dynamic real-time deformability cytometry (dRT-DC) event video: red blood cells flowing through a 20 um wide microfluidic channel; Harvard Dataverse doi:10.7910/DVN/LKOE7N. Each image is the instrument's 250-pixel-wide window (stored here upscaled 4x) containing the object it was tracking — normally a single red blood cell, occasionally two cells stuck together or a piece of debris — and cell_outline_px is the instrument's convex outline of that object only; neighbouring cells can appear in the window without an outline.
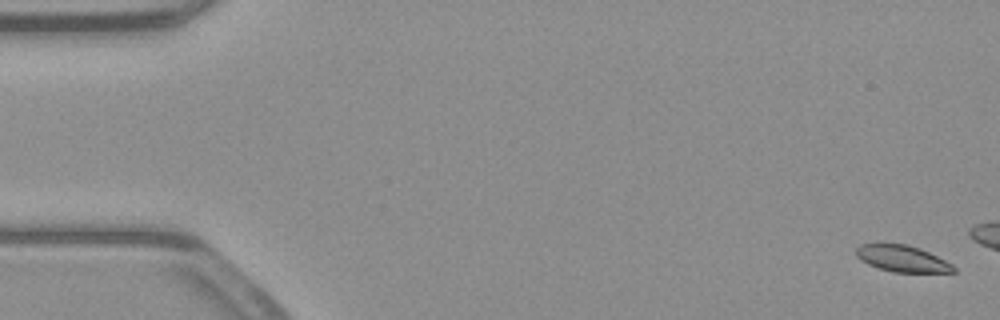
{"species": "common noctule bat (a hibernating species)", "species_latin": "Nyctalus noctula", "temperature_condition": "warm", "stored_images_in_passage": 55, "camera_frame_rate_fps": 3000, "um_per_image_px": 0.085, "animal": {"sex": "male", "body_mass_g": 23.1, "forearm_length_mm": 52.7}, "frame": {"image": 1, "passage_image": 2, "time_ms": 0.333, "image_size_px": [1000, 320], "cell_outline_px": [[956, 272], [892, 272], [868, 264], [860, 260], [856, 256], [856, 248], [860, 244], [904, 244], [920, 248], [952, 264], [956, 268]], "centroid_in_image_um": [76.68, 21.98], "position_along_channel_um": 8.3, "area_um2": 14.85}}
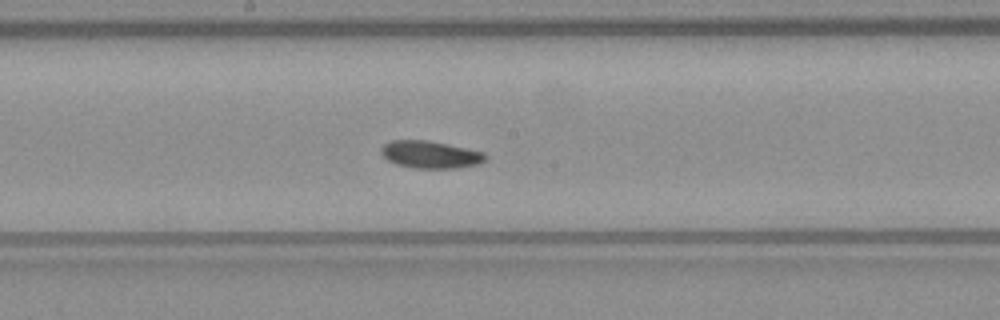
{"frame": {"image": 2, "passage_image": 29, "time_ms": 9.333, "image_size_px": [1000, 320], "cell_outline_px": [[488, 156], [480, 164], [456, 168], [412, 168], [396, 164], [388, 160], [380, 152], [380, 148], [384, 144], [392, 140], [424, 140], [448, 144], [484, 152]], "centroid_in_image_um": [36.58, 13.14], "position_along_channel_um": 211.6, "area_um2": 16.65}}
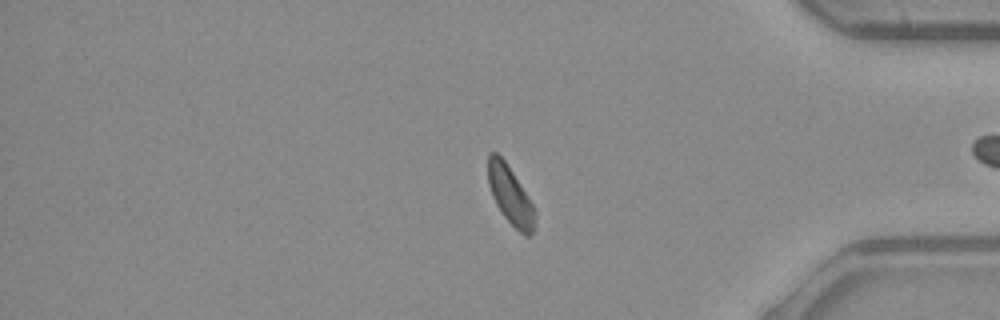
{"frame": {"image": 3, "passage_image": 45, "time_ms": 14.667, "image_size_px": [1000, 320], "cell_outline_px": [[536, 212], [532, 232], [528, 236], [524, 236], [504, 216], [496, 204], [492, 196], [488, 184], [488, 152], [496, 152], [504, 160], [536, 208]], "centroid_in_image_um": [43.37, 16.59], "position_along_channel_um": 391.8, "area_um2": 15.72}}